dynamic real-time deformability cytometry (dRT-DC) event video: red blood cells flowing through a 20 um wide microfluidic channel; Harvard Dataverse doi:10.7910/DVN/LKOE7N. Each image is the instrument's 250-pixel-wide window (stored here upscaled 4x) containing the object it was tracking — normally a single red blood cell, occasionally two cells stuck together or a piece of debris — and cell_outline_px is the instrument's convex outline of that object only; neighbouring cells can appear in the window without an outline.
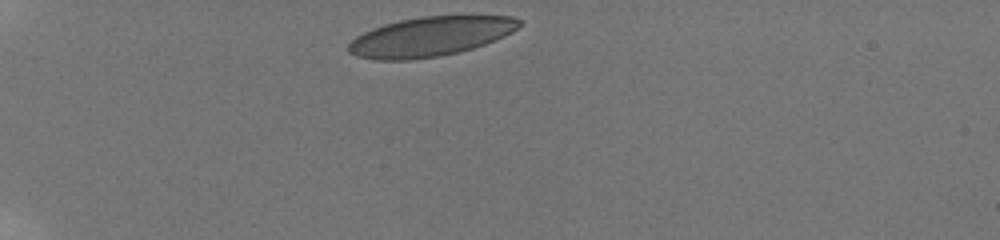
{"species": "human", "species_latin": "Homo sapiens", "temperature_condition": "room temperature", "stored_images_in_passage": 41, "camera_frame_rate_fps": 3000, "um_per_image_px": 0.085, "donor": {"sex": "male"}, "frame": {"image": 1, "passage_image": 1, "time_ms": 0.0, "image_size_px": [1000, 240], "cell_outline_px": [[520, 24], [512, 32], [496, 40], [472, 48], [440, 56], [412, 60], [376, 60], [356, 56], [348, 52], [348, 44], [356, 36], [372, 28], [384, 24], [400, 20], [420, 16], [512, 16], [520, 20]], "centroid_in_image_um": [36.54, 3.11], "position_along_channel_um": 48.5, "area_um2": 39.19}}
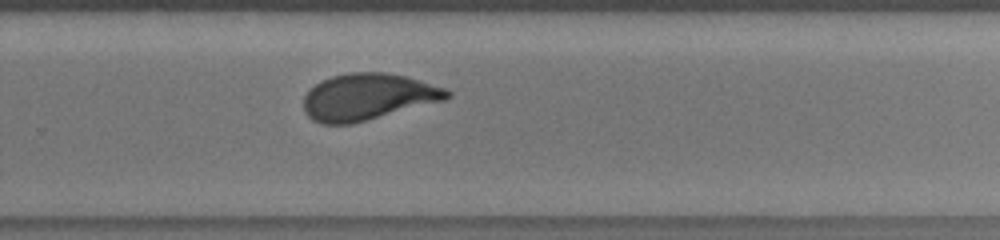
{"frame": {"image": 2, "passage_image": 32, "time_ms": 8.0, "image_size_px": [1000, 240], "cell_outline_px": [[452, 96], [444, 100], [352, 124], [324, 124], [312, 120], [304, 112], [304, 96], [308, 88], [320, 80], [332, 76], [348, 72], [388, 72], [420, 80], [448, 88], [452, 92]], "centroid_in_image_um": [31.25, 8.22], "position_along_channel_um": 298.5, "area_um2": 39.25}}
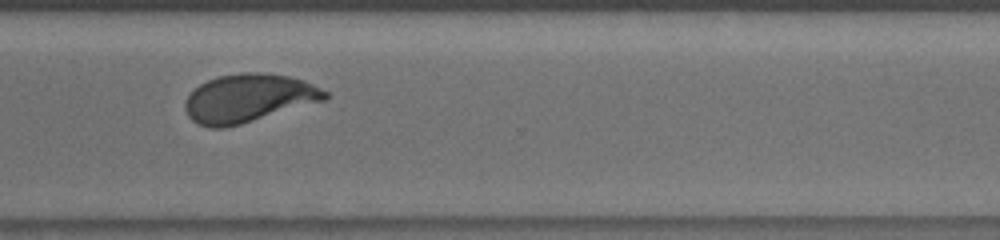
{"frame": {"image": 3, "passage_image": 40, "time_ms": 9.333, "image_size_px": [1000, 240], "cell_outline_px": [[328, 96], [324, 100], [240, 124], [224, 128], [212, 128], [200, 124], [192, 120], [188, 116], [184, 108], [184, 104], [188, 96], [200, 84], [208, 80], [220, 76], [240, 72], [260, 72], [288, 76], [304, 80], [328, 92]], "centroid_in_image_um": [21.1, 8.34], "position_along_channel_um": 349.5, "area_um2": 38.9}}